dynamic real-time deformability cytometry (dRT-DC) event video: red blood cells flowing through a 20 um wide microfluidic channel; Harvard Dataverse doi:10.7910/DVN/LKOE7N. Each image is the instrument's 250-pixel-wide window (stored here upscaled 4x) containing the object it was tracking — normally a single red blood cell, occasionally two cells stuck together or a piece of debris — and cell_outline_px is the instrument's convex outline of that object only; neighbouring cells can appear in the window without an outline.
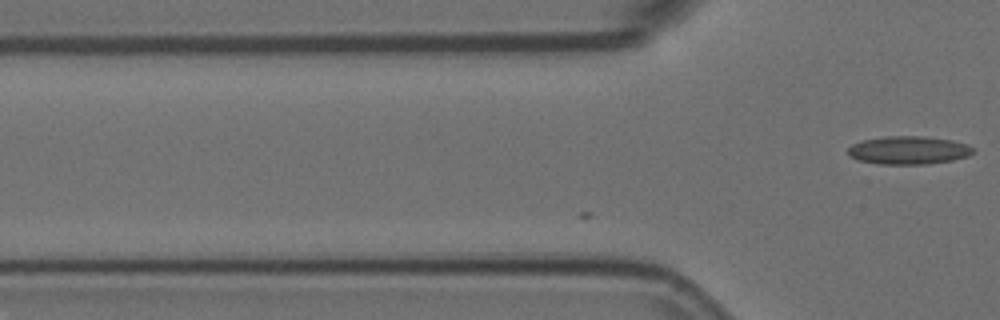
{"species": "Egyptian fruit bat (a non-hibernating species)", "species_latin": "Rousettus aegyptiacus", "temperature_condition": "room temperature", "stored_images_in_passage": 9, "camera_frame_rate_fps": 3000, "um_per_image_px": 0.085, "animal": {"sex": "female"}, "frame": {"image": 1, "passage_image": 9, "time_ms": 2.667, "image_size_px": [1000, 320], "cell_outline_px": [[976, 152], [968, 156], [952, 160], [924, 164], [880, 164], [860, 160], [848, 156], [848, 148], [852, 144], [860, 140], [884, 136], [920, 136], [952, 140], [968, 144], [976, 148]], "centroid_in_image_um": [77.24, 12.76], "position_along_channel_um": 48.6, "area_um2": 20.69}}